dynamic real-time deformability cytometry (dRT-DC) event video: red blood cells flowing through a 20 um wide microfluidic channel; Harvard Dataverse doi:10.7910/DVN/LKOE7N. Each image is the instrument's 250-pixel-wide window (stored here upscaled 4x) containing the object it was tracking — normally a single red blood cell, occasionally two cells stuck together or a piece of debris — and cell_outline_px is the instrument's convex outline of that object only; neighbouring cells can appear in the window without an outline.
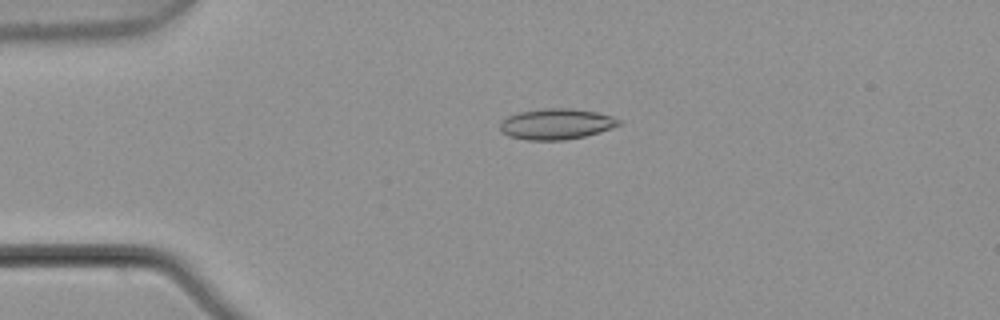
{"species": "common noctule bat (a hibernating species)", "species_latin": "Nyctalus noctula", "temperature_condition": "warm", "stored_images_in_passage": 5, "camera_frame_rate_fps": 3000, "um_per_image_px": 0.085, "animal": {"sex": "male", "body_mass_g": 21.5, "forearm_length_mm": 52.0}, "frame": {"image": 1, "passage_image": 3, "time_ms": 0.667, "image_size_px": [1000, 320], "cell_outline_px": [[624, 120], [620, 124], [612, 128], [600, 132], [584, 136], [564, 140], [528, 140], [508, 136], [500, 132], [500, 120], [516, 112], [544, 108], [572, 108], [596, 112], [612, 116]], "centroid_in_image_um": [47.27, 10.53], "position_along_channel_um": 37.7, "area_um2": 21.62}}
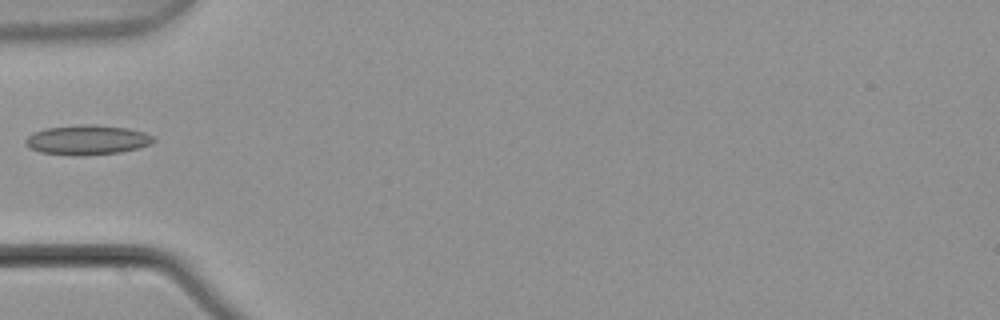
{"frame": {"image": 2, "passage_image": 4, "time_ms": 1.0, "image_size_px": [1000, 320], "cell_outline_px": [[156, 140], [152, 144], [120, 152], [80, 156], [76, 156], [40, 152], [32, 148], [24, 140], [32, 132], [44, 128], [84, 124], [92, 124], [128, 128], [144, 132], [156, 136]], "centroid_in_image_um": [7.45, 11.88], "position_along_channel_um": 77.6, "area_um2": 22.25}}
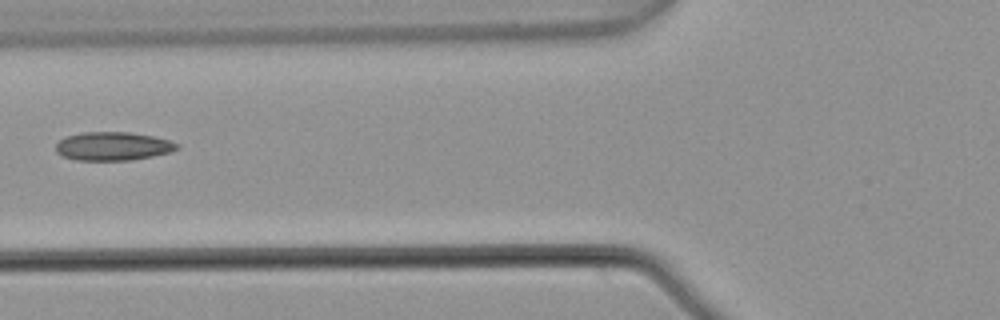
{"frame": {"image": 3, "passage_image": 5, "time_ms": 1.333, "image_size_px": [1000, 320], "cell_outline_px": [[180, 148], [172, 152], [132, 160], [76, 160], [60, 156], [56, 152], [56, 144], [64, 136], [84, 132], [128, 132], [152, 136], [168, 140], [180, 144]], "centroid_in_image_um": [9.59, 12.43], "position_along_channel_um": 116.2, "area_um2": 20.29}}